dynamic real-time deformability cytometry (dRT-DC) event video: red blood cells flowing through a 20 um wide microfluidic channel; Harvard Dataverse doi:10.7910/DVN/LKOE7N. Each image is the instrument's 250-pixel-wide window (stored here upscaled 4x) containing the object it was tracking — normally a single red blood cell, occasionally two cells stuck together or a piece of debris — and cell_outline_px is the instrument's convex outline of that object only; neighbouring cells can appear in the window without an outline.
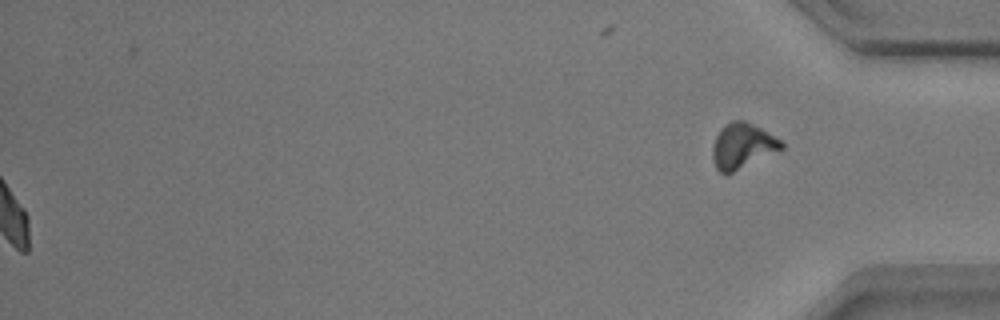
{"species": "common noctule bat (a hibernating species)", "species_latin": "Nyctalus noctula", "temperature_condition": "warm", "stored_images_in_passage": 45, "segment_of_instrument_passage": [2, 2], "camera_frame_rate_fps": 3000, "um_per_image_px": 0.085, "animal": {"sex": "male", "body_mass_g": 17.9}, "frame": {"image": 1, "passage_image": 45, "time_ms": 14.667, "image_size_px": [1000, 320], "cell_outline_px": [[784, 148], [732, 172], [720, 172], [716, 168], [712, 156], [712, 148], [716, 136], [720, 128], [724, 124], [732, 120], [744, 120], [760, 128], [780, 140], [784, 144]], "centroid_in_image_um": [63.08, 12.37], "position_along_channel_um": 372.1, "area_um2": 17.8}}